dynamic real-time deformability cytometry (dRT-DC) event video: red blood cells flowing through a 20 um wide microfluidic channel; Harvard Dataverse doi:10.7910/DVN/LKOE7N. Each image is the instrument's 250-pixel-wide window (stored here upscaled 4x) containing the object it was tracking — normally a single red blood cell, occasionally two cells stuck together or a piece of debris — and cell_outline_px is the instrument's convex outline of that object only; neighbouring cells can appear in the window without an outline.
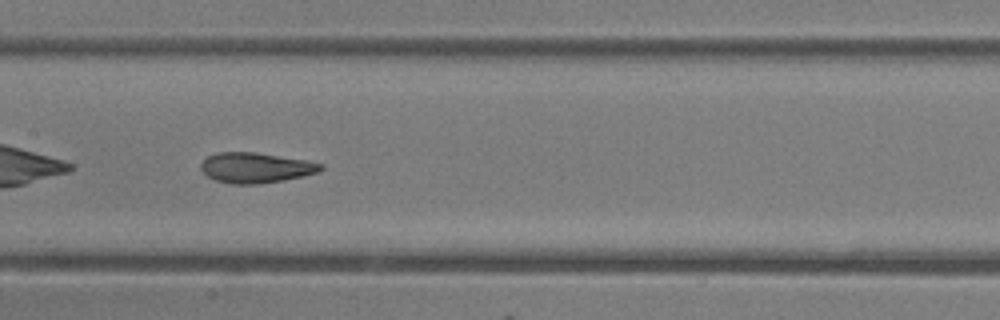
{"species": "common noctule bat (a hibernating species)", "species_latin": "Nyctalus noctula", "temperature_condition": "room temperature", "stored_images_in_passage": 34, "camera_frame_rate_fps": 3000, "um_per_image_px": 0.085, "animal": {"sex": "female"}, "frame": {"image": 1, "passage_image": 10, "time_ms": 3.0, "image_size_px": [1000, 320], "cell_outline_px": [[324, 168], [320, 172], [280, 180], [256, 184], [232, 184], [216, 180], [208, 176], [200, 168], [200, 164], [208, 156], [216, 152], [256, 152], [304, 160], [324, 164]], "centroid_in_image_um": [21.72, 14.24], "position_along_channel_um": 185.7, "area_um2": 20.92}, "authors_computed_cell_mechanics": {"area_um2": 21.8484, "velocity_mm_per_s": 4.3126, "shape_relaxation_time_tau1_ms": 3.8166, "shape_relaxation_time_tau2_ms": 1.288, "deformation_change_tau1": 0.1563, "deformation_change_tau2": 0.0648}}